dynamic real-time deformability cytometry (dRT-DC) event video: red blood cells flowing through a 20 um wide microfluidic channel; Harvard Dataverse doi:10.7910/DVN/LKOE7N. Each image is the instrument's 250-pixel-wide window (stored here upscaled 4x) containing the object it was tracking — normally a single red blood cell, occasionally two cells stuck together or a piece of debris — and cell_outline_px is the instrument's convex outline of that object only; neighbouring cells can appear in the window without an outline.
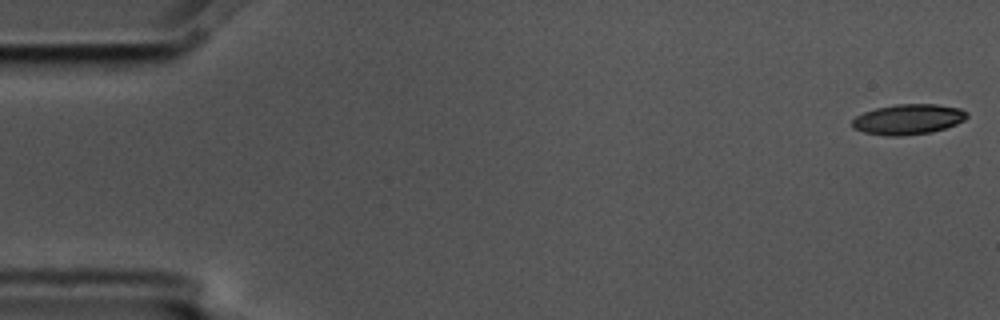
{"species": "common noctule bat (a hibernating species)", "species_latin": "Nyctalus noctula", "temperature_condition": "cold", "stored_images_in_passage": 11, "camera_frame_rate_fps": 3000, "um_per_image_px": 0.085, "animal": {"sex": "male", "body_mass_g": 17.5, "forearm_length_mm": 52.3}, "frame": {"image": 1, "passage_image": 1, "time_ms": 0.0, "image_size_px": [1000, 320], "cell_outline_px": [[968, 116], [964, 120], [956, 124], [932, 132], [900, 136], [888, 136], [864, 132], [852, 128], [852, 120], [856, 116], [864, 112], [876, 108], [896, 104], [936, 104], [960, 108], [968, 112]], "centroid_in_image_um": [77.19, 10.14], "position_along_channel_um": 7.8, "area_um2": 20.29}}
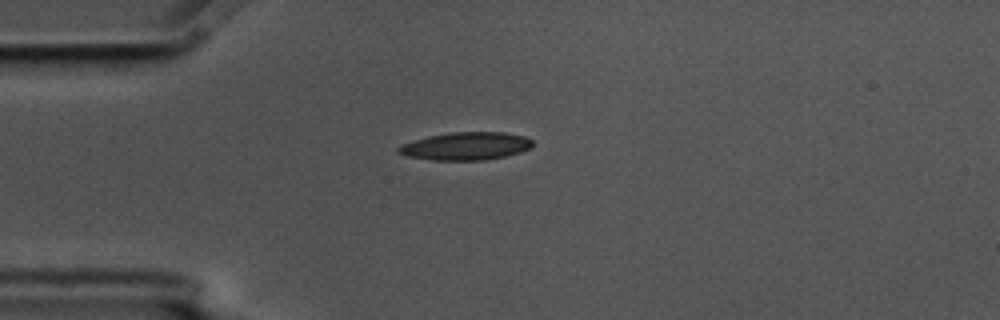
{"frame": {"image": 2, "passage_image": 4, "time_ms": 1.0, "image_size_px": [1000, 320], "cell_outline_px": [[532, 148], [520, 152], [504, 156], [484, 160], [432, 160], [408, 156], [396, 152], [396, 148], [400, 144], [428, 136], [452, 132], [504, 132], [524, 136], [532, 140]], "centroid_in_image_um": [39.58, 12.41], "position_along_channel_um": 45.4, "area_um2": 21.79}}
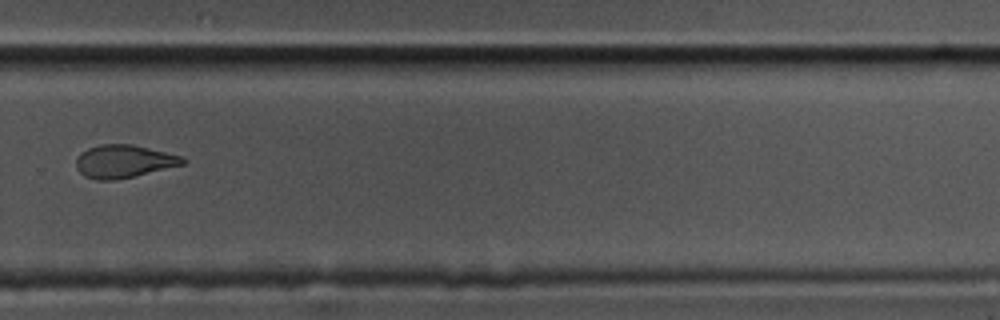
{"frame": {"image": 3, "passage_image": 11, "time_ms": 3.333, "image_size_px": [1000, 320], "cell_outline_px": [[188, 160], [184, 164], [136, 176], [112, 180], [96, 180], [84, 176], [76, 168], [76, 160], [80, 152], [88, 148], [100, 144], [132, 144], [184, 156]], "centroid_in_image_um": [10.54, 13.71], "position_along_channel_um": 319.3, "area_um2": 20.63}}